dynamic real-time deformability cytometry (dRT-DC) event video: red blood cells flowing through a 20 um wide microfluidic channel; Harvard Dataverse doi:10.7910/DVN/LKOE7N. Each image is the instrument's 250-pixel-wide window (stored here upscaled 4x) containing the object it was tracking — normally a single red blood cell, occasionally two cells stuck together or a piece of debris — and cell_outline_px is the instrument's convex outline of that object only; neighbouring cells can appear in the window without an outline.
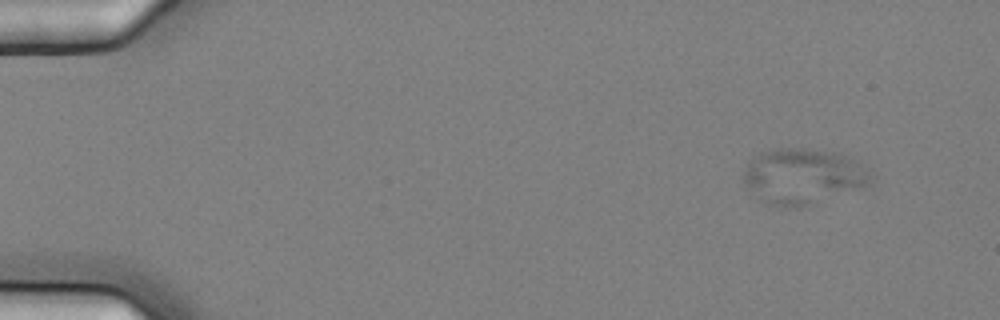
{"species": "common noctule bat (a hibernating species)", "species_latin": "Nyctalus noctula", "temperature_condition": "cold", "stored_images_in_passage": 5, "camera_frame_rate_fps": 3000, "um_per_image_px": 0.085, "animal": {"sex": "female", "body_mass_g": 25.1}, "frame": {"image": 1, "passage_image": 2, "time_ms": 0.333, "image_size_px": [1000, 320], "cell_outline_px": [[876, 176], [872, 184], [800, 208], [788, 208], [772, 204], [760, 200], [744, 184], [744, 172], [748, 164], [756, 156], [776, 148], [800, 148], [840, 152], [868, 168]], "centroid_in_image_um": [68.33, 14.99], "position_along_channel_um": 16.7, "area_um2": 41.33}}
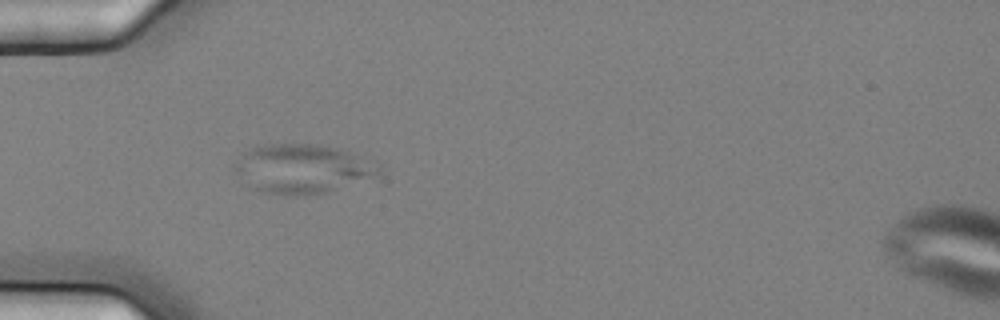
{"frame": {"image": 2, "passage_image": 5, "time_ms": 1.333, "image_size_px": [1000, 320], "cell_outline_px": [[380, 172], [336, 188], [324, 192], [296, 196], [260, 192], [240, 184], [232, 168], [240, 156], [244, 152], [260, 144], [316, 144], [336, 148], [348, 152], [380, 164]], "centroid_in_image_um": [25.52, 14.34], "position_along_channel_um": 59.5, "area_um2": 40.92}}